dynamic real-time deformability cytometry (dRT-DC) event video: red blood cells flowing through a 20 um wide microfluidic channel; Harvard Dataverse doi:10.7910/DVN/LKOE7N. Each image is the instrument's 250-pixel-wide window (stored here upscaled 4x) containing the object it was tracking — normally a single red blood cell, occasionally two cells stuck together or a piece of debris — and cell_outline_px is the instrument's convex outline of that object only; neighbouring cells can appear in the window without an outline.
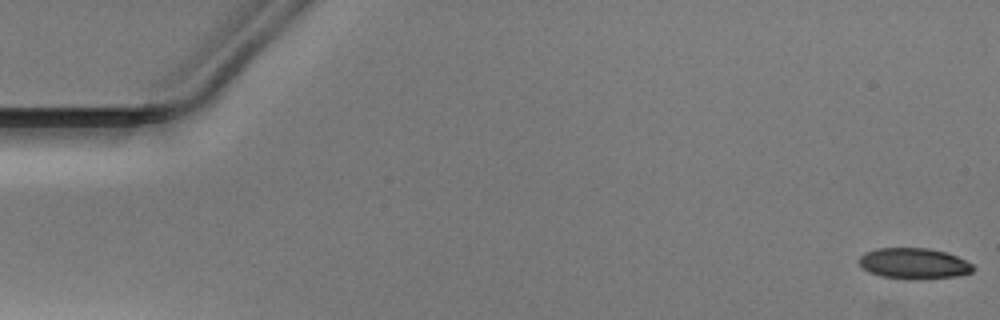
{"species": "Egyptian fruit bat (a non-hibernating species)", "species_latin": "Rousettus aegyptiacus", "temperature_condition": "warm", "stored_images_in_passage": 51, "camera_frame_rate_fps": 3000, "um_per_image_px": 0.085, "animal": {"sex": "male"}, "frame": {"image": 1, "passage_image": 1, "time_ms": 0.0, "image_size_px": [1000, 320], "cell_outline_px": [[976, 268], [972, 272], [956, 276], [916, 280], [908, 280], [880, 276], [868, 272], [856, 260], [864, 252], [876, 248], [928, 248], [948, 252], [972, 264]], "centroid_in_image_um": [77.66, 22.4], "position_along_channel_um": 7.3, "area_um2": 20.87}}
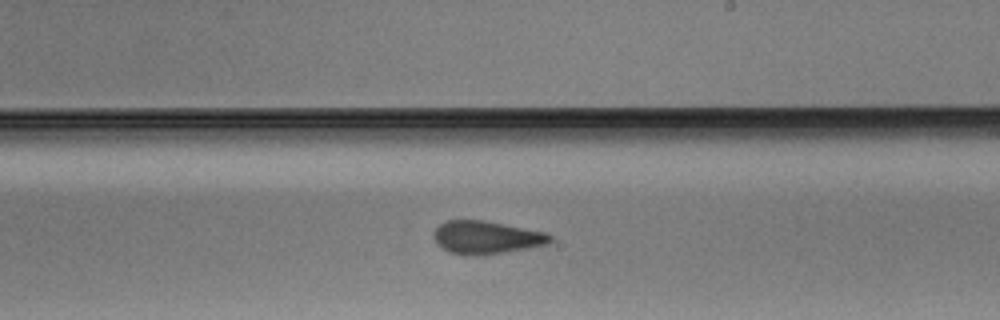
{"frame": {"image": 2, "passage_image": 30, "time_ms": 9.667, "image_size_px": [1000, 320], "cell_outline_px": [[552, 240], [548, 244], [528, 248], [480, 256], [472, 256], [448, 252], [436, 244], [432, 236], [432, 232], [444, 220], [484, 220], [548, 232], [552, 236]], "centroid_in_image_um": [41.32, 20.18], "position_along_channel_um": 247.7, "area_um2": 22.77}}
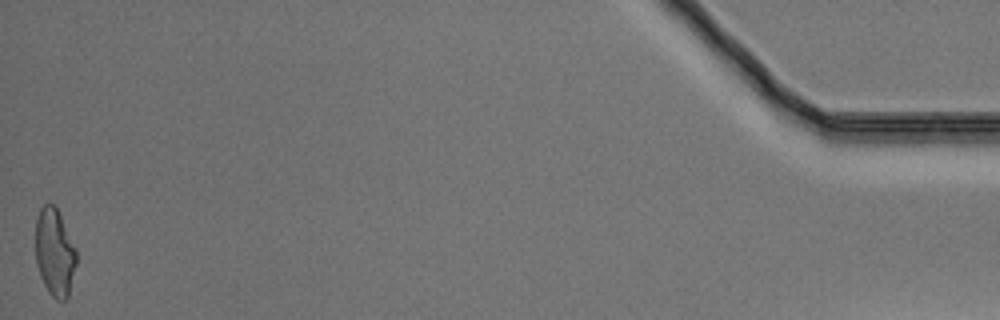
{"frame": {"image": 3, "passage_image": 51, "time_ms": 16.667, "image_size_px": [1000, 320], "cell_outline_px": [[76, 264], [68, 296], [64, 300], [56, 300], [48, 292], [40, 276], [36, 264], [36, 220], [40, 208], [48, 200], [56, 208], [76, 248]], "centroid_in_image_um": [4.63, 21.45], "position_along_channel_um": 430.6, "area_um2": 20.75}}